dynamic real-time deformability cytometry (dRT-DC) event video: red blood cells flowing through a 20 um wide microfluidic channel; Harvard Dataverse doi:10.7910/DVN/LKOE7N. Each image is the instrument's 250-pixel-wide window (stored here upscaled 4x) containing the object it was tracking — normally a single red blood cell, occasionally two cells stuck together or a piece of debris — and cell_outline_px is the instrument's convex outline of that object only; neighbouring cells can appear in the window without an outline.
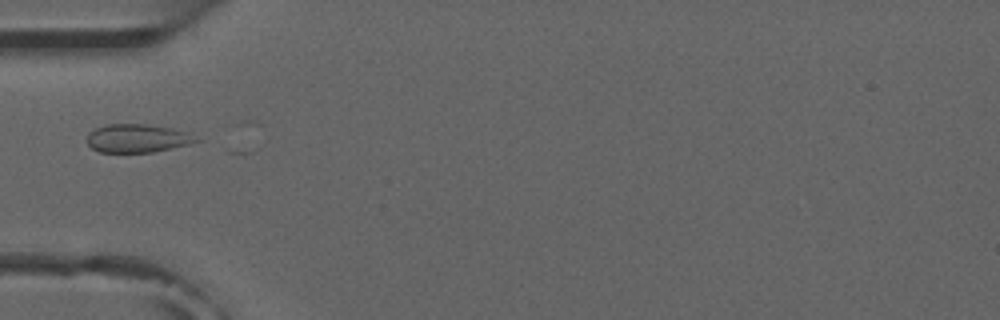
{"species": "common noctule bat (a hibernating species)", "species_latin": "Nyctalus noctula", "temperature_condition": "room temperature", "stored_images_in_passage": 7, "camera_frame_rate_fps": 3000, "um_per_image_px": 0.085, "animal": {"sex": "male", "forearm_length_mm": 52.5}, "frame": {"image": 1, "passage_image": 5, "time_ms": 5.667, "image_size_px": [1000, 320], "cell_outline_px": [[200, 140], [188, 144], [152, 152], [100, 152], [92, 148], [88, 144], [88, 132], [96, 128], [108, 124], [148, 124], [172, 128], [184, 132]], "centroid_in_image_um": [11.62, 11.75], "position_along_channel_um": 73.4, "area_um2": 17.69}}